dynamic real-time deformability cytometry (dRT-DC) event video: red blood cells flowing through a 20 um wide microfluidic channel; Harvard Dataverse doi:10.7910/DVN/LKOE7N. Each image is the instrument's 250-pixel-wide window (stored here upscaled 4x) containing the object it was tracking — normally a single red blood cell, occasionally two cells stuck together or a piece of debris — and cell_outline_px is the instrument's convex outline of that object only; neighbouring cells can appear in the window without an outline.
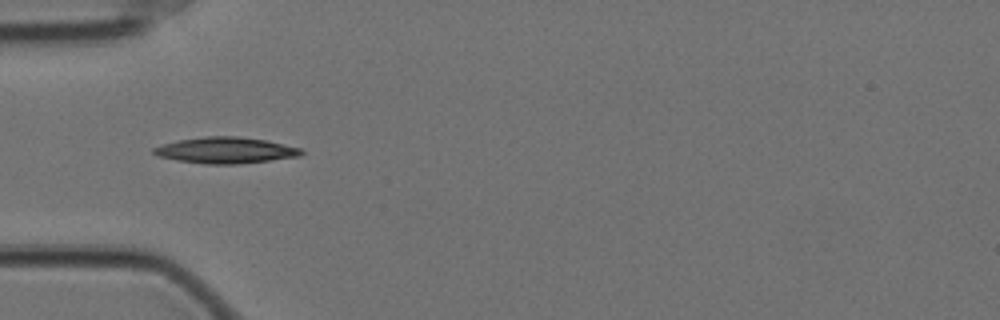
{"species": "Egyptian fruit bat (a non-hibernating species)", "species_latin": "Rousettus aegyptiacus", "temperature_condition": "cold", "stored_images_in_passage": 10, "camera_frame_rate_fps": 3000, "um_per_image_px": 0.085, "animal": {"sex": "female"}, "frame": {"image": 1, "passage_image": 4, "time_ms": 1.0, "image_size_px": [1000, 320], "cell_outline_px": [[304, 152], [300, 156], [240, 164], [204, 164], [176, 160], [160, 156], [152, 152], [152, 148], [164, 144], [180, 140], [208, 136], [236, 136], [264, 140], [300, 148]], "centroid_in_image_um": [19.17, 12.78], "position_along_channel_um": 65.8, "area_um2": 22.2}}
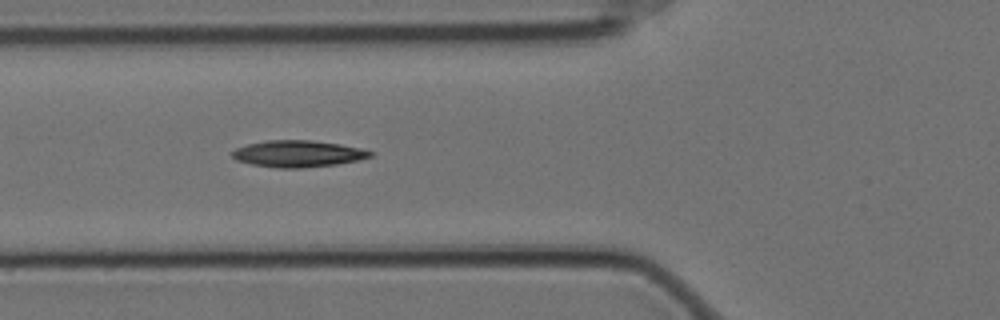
{"frame": {"image": 2, "passage_image": 7, "time_ms": 2.0, "image_size_px": [1000, 320], "cell_outline_px": [[372, 156], [360, 160], [336, 164], [300, 168], [276, 168], [252, 164], [236, 160], [232, 156], [232, 152], [236, 148], [248, 144], [268, 140], [312, 140], [340, 144], [360, 148], [372, 152]], "centroid_in_image_um": [25.33, 13.07], "position_along_channel_um": 100.5, "area_um2": 21.33}}